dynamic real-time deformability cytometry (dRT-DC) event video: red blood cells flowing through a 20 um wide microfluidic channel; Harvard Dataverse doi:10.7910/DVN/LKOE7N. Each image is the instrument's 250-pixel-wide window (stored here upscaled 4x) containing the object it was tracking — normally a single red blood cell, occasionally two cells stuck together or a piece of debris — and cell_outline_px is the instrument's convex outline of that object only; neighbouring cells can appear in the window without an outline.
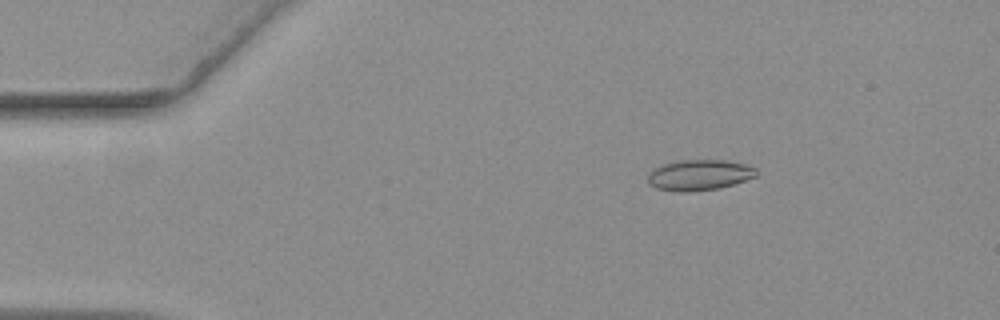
{"species": "common noctule bat (a hibernating species)", "species_latin": "Nyctalus noctula", "temperature_condition": "warm", "stored_images_in_passage": 54, "camera_frame_rate_fps": 3000, "um_per_image_px": 0.085, "animal": {"sex": "female", "body_mass_g": 19.3, "forearm_length_mm": 54.1}, "frame": {"image": 1, "passage_image": 6, "time_ms": 1.667, "image_size_px": [1000, 320], "cell_outline_px": [[760, 172], [756, 176], [720, 188], [688, 192], [676, 192], [656, 188], [648, 184], [648, 176], [656, 168], [664, 164], [676, 160], [724, 160], [744, 164], [756, 168]], "centroid_in_image_um": [59.45, 14.88], "position_along_channel_um": 25.6, "area_um2": 19.36}}
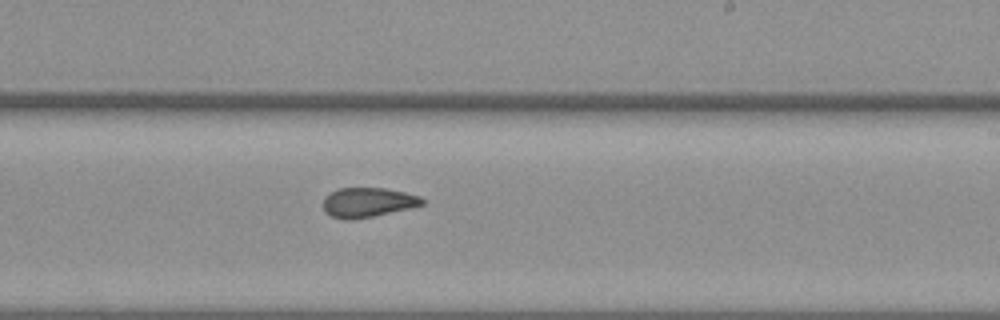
{"frame": {"image": 2, "passage_image": 31, "time_ms": 10.0, "image_size_px": [1000, 320], "cell_outline_px": [[424, 204], [408, 208], [372, 216], [352, 220], [344, 220], [332, 216], [324, 212], [324, 196], [328, 192], [336, 188], [384, 188], [404, 192], [420, 196], [424, 200]], "centroid_in_image_um": [31.21, 17.19], "position_along_channel_um": 257.8, "area_um2": 17.05}}
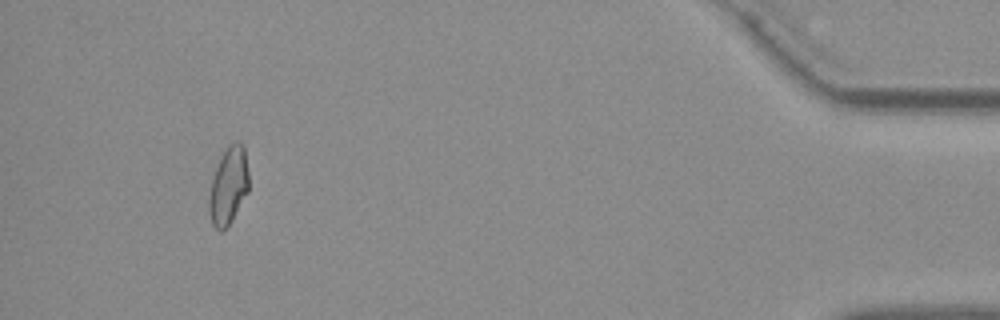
{"frame": {"image": 3, "passage_image": 50, "time_ms": 16.333, "image_size_px": [1000, 320], "cell_outline_px": [[248, 192], [232, 220], [220, 232], [212, 224], [208, 212], [208, 196], [212, 180], [220, 156], [228, 144], [236, 140], [240, 140], [244, 144], [248, 172]], "centroid_in_image_um": [19.42, 15.75], "position_along_channel_um": 415.8, "area_um2": 18.15}, "authors_computed_cell_mechanics": {"area_um2": 17.918, "velocity_mm_per_s": 3.6266, "shape_relaxation_time_tau1_ms": null, "shape_relaxation_time_tau2_ms": 2.2702, "deformation_change_tau1": null, "deformation_change_tau2": 0.0895}}